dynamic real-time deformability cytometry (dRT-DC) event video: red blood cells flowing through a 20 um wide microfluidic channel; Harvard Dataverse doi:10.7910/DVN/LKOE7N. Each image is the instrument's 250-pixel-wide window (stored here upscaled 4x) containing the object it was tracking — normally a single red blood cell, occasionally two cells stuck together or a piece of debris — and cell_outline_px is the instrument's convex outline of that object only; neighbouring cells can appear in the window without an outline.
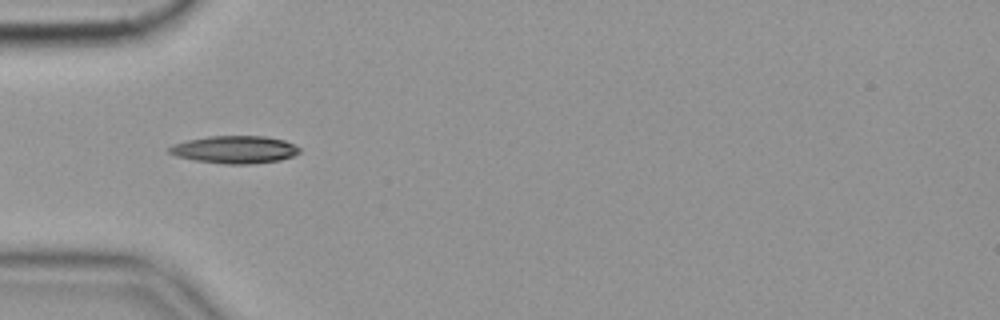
{"species": "common noctule bat (a hibernating species)", "species_latin": "Nyctalus noctula", "temperature_condition": "cold", "stored_images_in_passage": 24, "camera_frame_rate_fps": 3000, "um_per_image_px": 0.085, "animal": {"sex": "female", "body_mass_g": 19.9}, "frame": {"image": 1, "passage_image": 4, "time_ms": 1.0, "image_size_px": [1000, 320], "cell_outline_px": [[300, 152], [292, 156], [280, 160], [252, 164], [224, 164], [196, 160], [176, 156], [168, 152], [168, 148], [172, 144], [188, 140], [208, 136], [264, 136], [284, 140], [300, 148]], "centroid_in_image_um": [19.94, 12.71], "position_along_channel_um": 65.1, "area_um2": 20.87}}
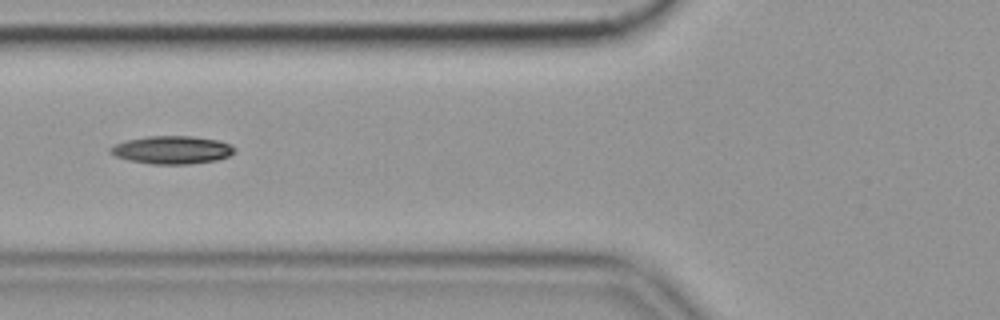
{"frame": {"image": 2, "passage_image": 8, "time_ms": 2.333, "image_size_px": [1000, 320], "cell_outline_px": [[236, 152], [228, 156], [216, 160], [188, 164], [152, 164], [128, 160], [116, 156], [108, 152], [108, 148], [116, 144], [128, 140], [148, 136], [192, 136], [220, 140], [236, 148]], "centroid_in_image_um": [14.63, 12.74], "position_along_channel_um": 111.2, "area_um2": 20.23}}